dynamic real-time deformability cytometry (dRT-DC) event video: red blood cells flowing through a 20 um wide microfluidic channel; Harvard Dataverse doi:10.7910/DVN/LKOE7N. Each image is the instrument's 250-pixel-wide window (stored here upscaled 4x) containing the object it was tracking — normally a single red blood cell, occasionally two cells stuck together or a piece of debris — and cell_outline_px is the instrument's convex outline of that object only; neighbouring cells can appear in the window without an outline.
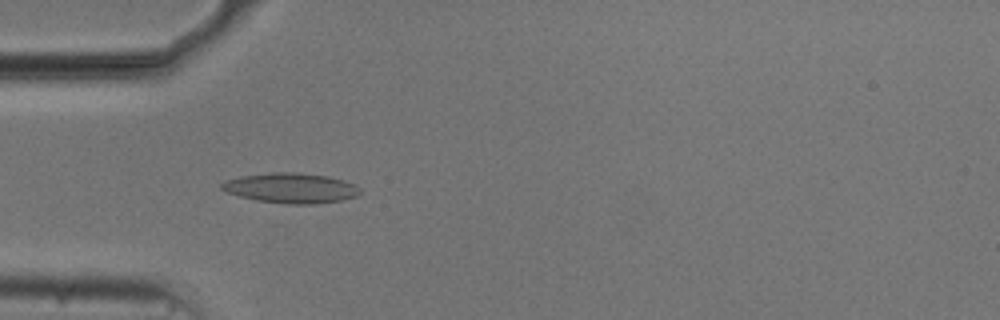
{"species": "common noctule bat (a hibernating species)", "species_latin": "Nyctalus noctula", "temperature_condition": "cold", "stored_images_in_passage": 41, "camera_frame_rate_fps": 3000, "um_per_image_px": 0.085, "animal": {"sex": "male", "body_mass_g": 20.5, "forearm_length_mm": 52.5}, "frame": {"image": 1, "passage_image": 4, "time_ms": 1.0, "image_size_px": [1000, 320], "cell_outline_px": [[360, 192], [356, 196], [340, 200], [316, 204], [288, 204], [256, 200], [240, 196], [228, 192], [220, 188], [220, 184], [228, 180], [240, 176], [272, 172], [296, 172], [328, 176], [344, 180], [356, 184], [360, 188]], "centroid_in_image_um": [24.75, 15.98], "position_along_channel_um": 60.2, "area_um2": 24.22}}
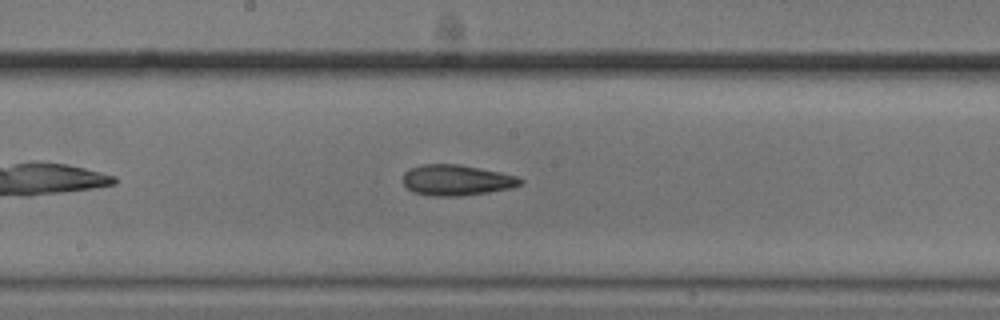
{"frame": {"image": 2, "passage_image": 16, "time_ms": 5.0, "image_size_px": [1000, 320], "cell_outline_px": [[524, 180], [520, 184], [512, 188], [488, 192], [460, 196], [432, 196], [412, 192], [404, 184], [404, 172], [408, 168], [420, 164], [456, 164], [500, 172], [516, 176]], "centroid_in_image_um": [38.77, 15.31], "position_along_channel_um": 209.4, "area_um2": 20.98}}
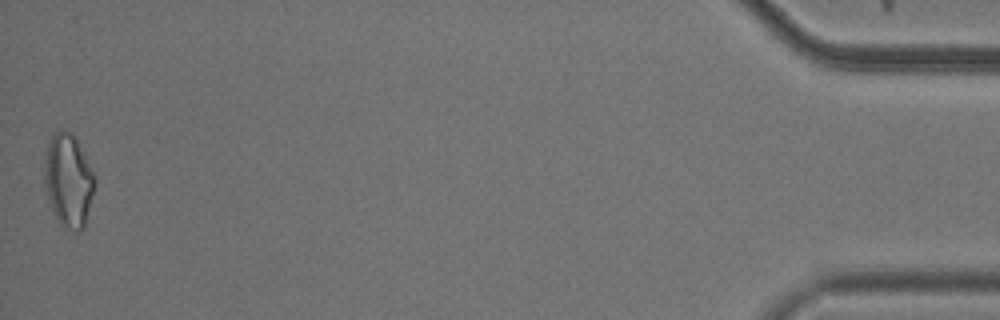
{"frame": {"image": 3, "passage_image": 41, "time_ms": 13.333, "image_size_px": [1000, 320], "cell_outline_px": [[96, 184], [84, 228], [80, 232], [76, 232], [64, 228], [60, 224], [52, 208], [44, 184], [44, 160], [48, 144], [52, 136], [56, 132], [64, 128], [72, 132], [76, 136], [84, 152], [96, 180]], "centroid_in_image_um": [5.83, 15.32], "position_along_channel_um": 429.4, "area_um2": 27.57}, "authors_computed_cell_mechanics": {"area_um2": 21.2704, "velocity_mm_per_s": 3.7647, "shape_relaxation_time_tau1_ms": 5.7384, "shape_relaxation_time_tau2_ms": 4.0148, "deformation_change_tau1": 0.1264, "deformation_change_tau2": 0.1258}}